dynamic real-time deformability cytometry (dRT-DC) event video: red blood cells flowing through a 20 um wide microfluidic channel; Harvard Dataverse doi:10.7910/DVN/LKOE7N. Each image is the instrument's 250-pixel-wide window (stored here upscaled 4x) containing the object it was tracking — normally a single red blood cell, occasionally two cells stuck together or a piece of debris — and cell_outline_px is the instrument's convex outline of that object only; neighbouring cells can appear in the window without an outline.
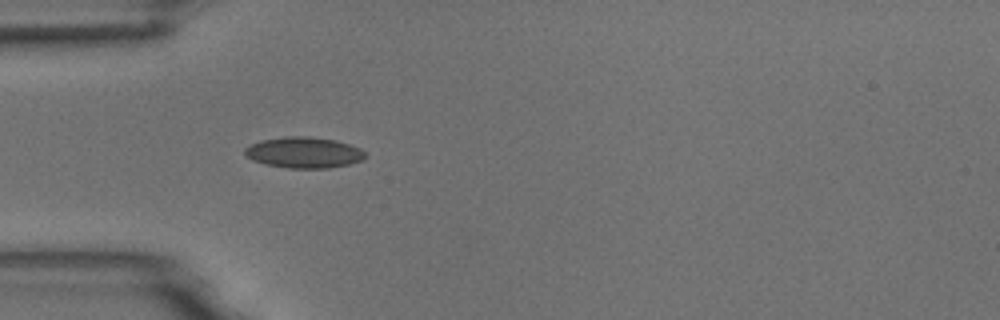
{"species": "common noctule bat (a hibernating species)", "species_latin": "Nyctalus noctula", "temperature_condition": "room temperature", "stored_images_in_passage": 4, "camera_frame_rate_fps": 3000, "um_per_image_px": 0.085, "animal": {"sex": "male", "body_mass_g": 18.8}, "frame": {"image": 1, "passage_image": 1, "time_ms": 0.0, "image_size_px": [1000, 320], "cell_outline_px": [[368, 156], [364, 160], [348, 164], [328, 168], [288, 168], [268, 164], [252, 160], [244, 152], [244, 148], [252, 144], [264, 140], [288, 136], [308, 136], [336, 140], [360, 148]], "centroid_in_image_um": [25.88, 12.96], "position_along_channel_um": 59.1, "area_um2": 21.56}}